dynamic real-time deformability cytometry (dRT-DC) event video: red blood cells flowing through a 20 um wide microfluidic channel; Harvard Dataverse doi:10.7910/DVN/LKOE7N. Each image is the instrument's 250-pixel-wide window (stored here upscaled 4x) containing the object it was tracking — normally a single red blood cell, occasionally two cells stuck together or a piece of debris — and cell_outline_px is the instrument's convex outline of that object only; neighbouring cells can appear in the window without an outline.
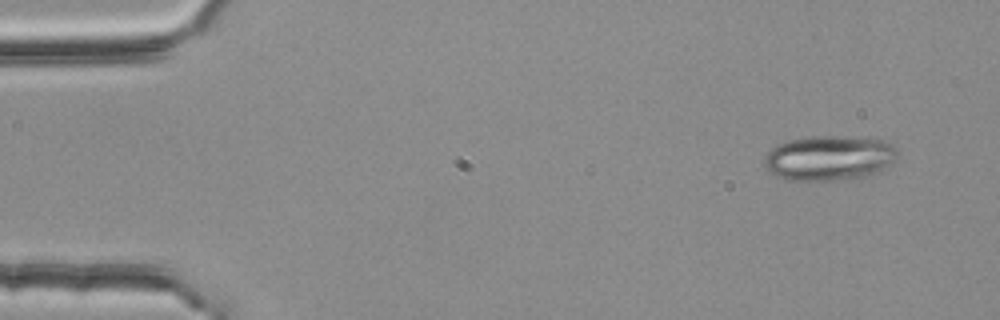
{"species": "common noctule bat (a hibernating species)", "species_latin": "Nyctalus noctula", "temperature_condition": "room temperature", "stored_images_in_passage": 5, "camera_frame_rate_fps": 3000, "um_per_image_px": 0.085, "animal": {"sex": "female", "body_mass_g": 25.1}, "frame": {"image": 1, "passage_image": 1, "time_ms": 0.0, "image_size_px": [1000, 320], "cell_outline_px": [[896, 156], [888, 168], [876, 176], [828, 180], [788, 180], [776, 176], [764, 164], [764, 156], [776, 144], [788, 140], [812, 136], [876, 136], [892, 144], [896, 148]], "centroid_in_image_um": [70.56, 13.41], "position_along_channel_um": 14.4, "area_um2": 35.66}}
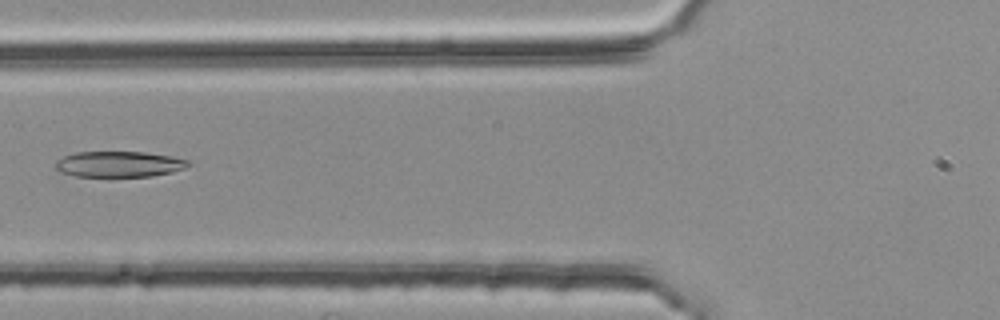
{"frame": {"image": 2, "passage_image": 5, "time_ms": 1.333, "image_size_px": [1000, 320], "cell_outline_px": [[192, 164], [184, 168], [172, 172], [152, 176], [76, 176], [60, 172], [56, 168], [56, 160], [64, 156], [76, 152], [144, 152], [168, 156], [188, 160]], "centroid_in_image_um": [10.11, 13.95], "position_along_channel_um": 115.7, "area_um2": 19.77}}